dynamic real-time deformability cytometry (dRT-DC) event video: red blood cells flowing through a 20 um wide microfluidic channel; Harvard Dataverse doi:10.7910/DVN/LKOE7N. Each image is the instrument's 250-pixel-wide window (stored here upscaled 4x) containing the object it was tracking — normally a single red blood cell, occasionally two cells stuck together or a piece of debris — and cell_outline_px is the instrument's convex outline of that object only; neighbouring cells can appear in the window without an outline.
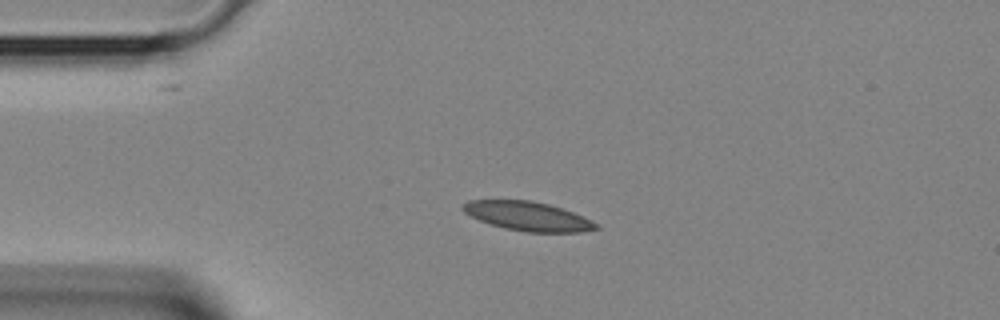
{"species": "Egyptian fruit bat (a non-hibernating species)", "species_latin": "Rousettus aegyptiacus", "temperature_condition": "room temperature", "stored_images_in_passage": 3, "camera_frame_rate_fps": 3000, "um_per_image_px": 0.085, "animal": {"sex": "female"}, "frame": {"image": 1, "passage_image": 3, "time_ms": 0.667, "image_size_px": [1000, 320], "cell_outline_px": [[600, 228], [580, 232], [528, 232], [504, 228], [480, 220], [464, 212], [460, 208], [468, 200], [532, 200], [548, 204], [572, 212], [592, 220], [600, 224]], "centroid_in_image_um": [44.89, 18.37], "position_along_channel_um": 40.1, "area_um2": 22.43}}